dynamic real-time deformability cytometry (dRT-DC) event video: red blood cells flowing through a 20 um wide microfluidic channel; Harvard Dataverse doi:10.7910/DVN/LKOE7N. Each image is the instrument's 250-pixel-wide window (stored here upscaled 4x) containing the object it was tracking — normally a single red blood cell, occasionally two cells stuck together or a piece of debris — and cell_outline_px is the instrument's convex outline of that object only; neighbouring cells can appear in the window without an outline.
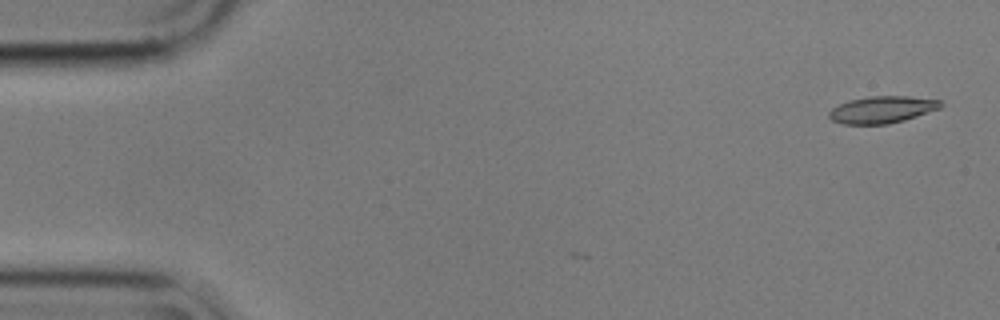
{"species": "common noctule bat (a hibernating species)", "species_latin": "Nyctalus noctula", "temperature_condition": "cold", "stored_images_in_passage": 7, "camera_frame_rate_fps": 3000, "um_per_image_px": 0.085, "animal": {"sex": "male", "body_mass_g": 17.9}, "frame": {"image": 1, "passage_image": 2, "time_ms": 0.333, "image_size_px": [1000, 320], "cell_outline_px": [[944, 104], [940, 108], [904, 120], [888, 124], [844, 124], [832, 120], [828, 116], [828, 112], [832, 108], [848, 100], [868, 96], [908, 96], [940, 100]], "centroid_in_image_um": [74.97, 9.31], "position_along_channel_um": 10.0, "area_um2": 17.51}}